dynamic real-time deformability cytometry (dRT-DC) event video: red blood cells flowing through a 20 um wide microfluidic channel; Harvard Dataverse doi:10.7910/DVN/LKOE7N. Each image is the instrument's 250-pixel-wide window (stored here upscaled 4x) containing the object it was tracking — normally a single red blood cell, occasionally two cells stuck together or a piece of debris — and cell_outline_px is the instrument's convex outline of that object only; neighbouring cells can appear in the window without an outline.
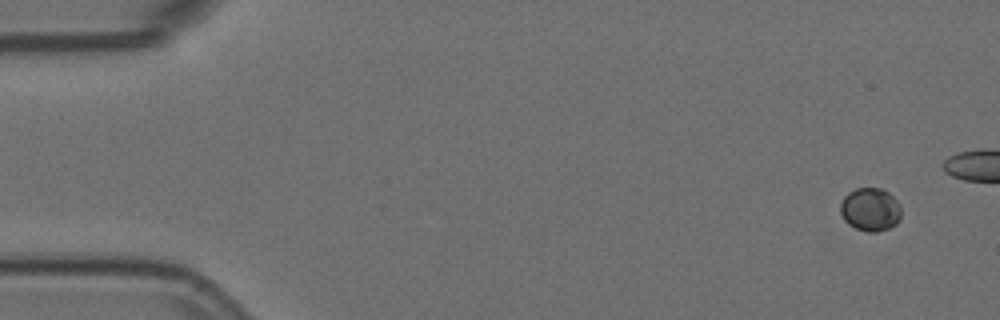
{"species": "Egyptian fruit bat (a non-hibernating species)", "species_latin": "Rousettus aegyptiacus", "temperature_condition": "room temperature", "stored_images_in_passage": 5, "camera_frame_rate_fps": 3000, "um_per_image_px": 0.085, "animal": {"sex": "female"}, "frame": {"image": 1, "passage_image": 1, "time_ms": 0.0, "image_size_px": [1000, 320], "cell_outline_px": [[900, 216], [896, 224], [888, 228], [876, 232], [868, 232], [856, 228], [848, 224], [844, 220], [840, 212], [840, 204], [844, 196], [848, 192], [856, 188], [880, 188], [888, 192], [900, 204]], "centroid_in_image_um": [73.95, 17.8], "position_along_channel_um": 11.0, "area_um2": 15.32}}